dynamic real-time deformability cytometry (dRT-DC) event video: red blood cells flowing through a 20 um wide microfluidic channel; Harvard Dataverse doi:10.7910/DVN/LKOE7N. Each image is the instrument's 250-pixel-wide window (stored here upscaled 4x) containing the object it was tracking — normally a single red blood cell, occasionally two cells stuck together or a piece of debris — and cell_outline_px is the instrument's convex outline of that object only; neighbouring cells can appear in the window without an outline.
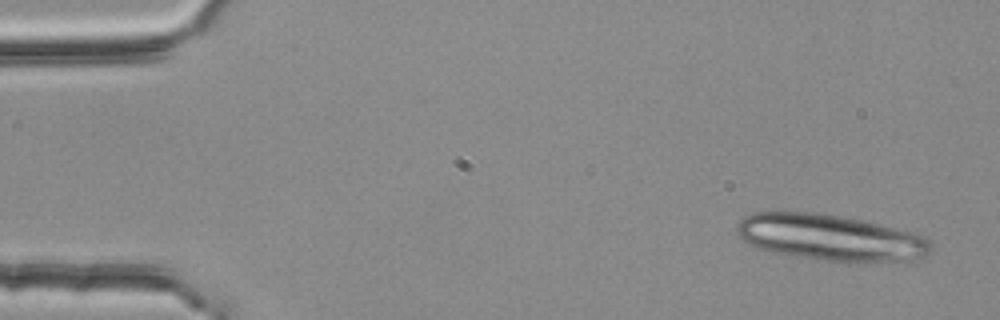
{"species": "common noctule bat (a hibernating species)", "species_latin": "Nyctalus noctula", "temperature_condition": "room temperature", "stored_images_in_passage": 4, "camera_frame_rate_fps": 3000, "um_per_image_px": 0.085, "animal": {"sex": "female", "body_mass_g": 25.1}, "frame": {"image": 1, "passage_image": 1, "time_ms": 0.0, "image_size_px": [1000, 320], "cell_outline_px": [[928, 252], [924, 256], [904, 264], [848, 264], [796, 256], [772, 252], [748, 244], [736, 232], [736, 224], [744, 216], [752, 212], [816, 212], [840, 216], [860, 220], [924, 236], [928, 240]], "centroid_in_image_um": [70.6, 20.25], "position_along_channel_um": 14.4, "area_um2": 53.06}}